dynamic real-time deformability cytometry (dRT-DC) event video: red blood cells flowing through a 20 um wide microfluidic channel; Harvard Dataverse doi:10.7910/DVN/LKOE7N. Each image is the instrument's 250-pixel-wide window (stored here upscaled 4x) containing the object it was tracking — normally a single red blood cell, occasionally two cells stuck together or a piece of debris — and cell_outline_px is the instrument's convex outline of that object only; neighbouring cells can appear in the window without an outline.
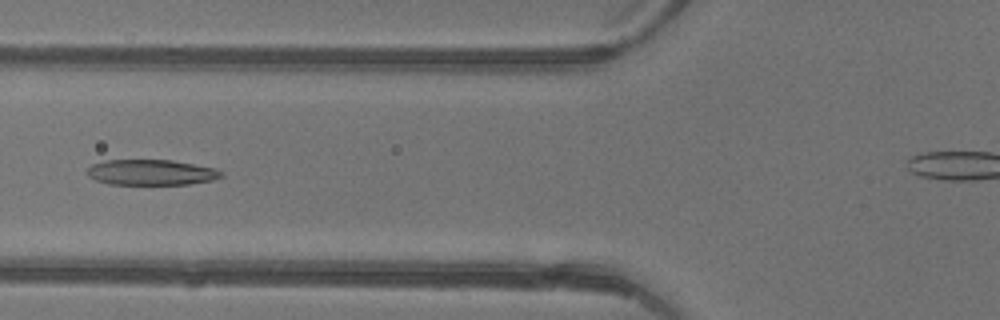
{"species": "common noctule bat (a hibernating species)", "species_latin": "Nyctalus noctula", "temperature_condition": "warm", "stored_images_in_passage": 33, "camera_frame_rate_fps": 3000, "um_per_image_px": 0.085, "animal": {"sex": "female"}, "frame": {"image": 1, "passage_image": 10, "time_ms": 3.0, "image_size_px": [1000, 320], "cell_outline_px": [[224, 176], [212, 180], [188, 184], [108, 184], [96, 180], [88, 176], [84, 172], [92, 164], [104, 160], [172, 160], [216, 168], [224, 172]], "centroid_in_image_um": [12.85, 14.65], "position_along_channel_um": 113.0, "area_um2": 20.11}}
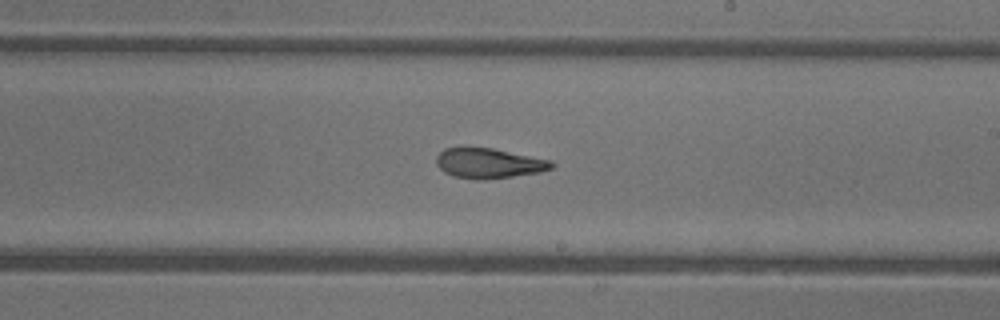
{"frame": {"image": 2, "passage_image": 19, "time_ms": 6.0, "image_size_px": [1000, 320], "cell_outline_px": [[556, 164], [552, 168], [540, 172], [512, 176], [480, 180], [472, 180], [452, 176], [444, 172], [436, 164], [436, 156], [444, 148], [460, 144], [464, 144], [492, 148], [552, 160]], "centroid_in_image_um": [41.48, 13.83], "position_along_channel_um": 247.5, "area_um2": 20.98}}
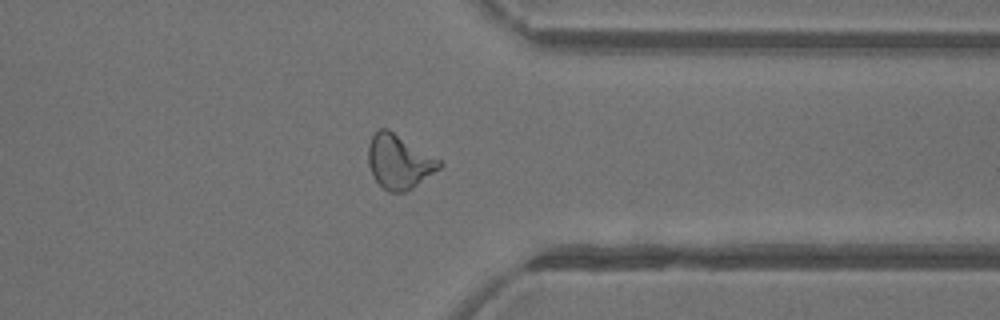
{"frame": {"image": 3, "passage_image": 28, "time_ms": 9.0, "image_size_px": [1000, 320], "cell_outline_px": [[444, 164], [440, 168], [412, 188], [404, 192], [388, 192], [372, 176], [368, 164], [368, 144], [372, 136], [380, 128], [388, 128], [440, 160]], "centroid_in_image_um": [33.9, 13.74], "position_along_channel_um": 377.5, "area_um2": 22.31}}